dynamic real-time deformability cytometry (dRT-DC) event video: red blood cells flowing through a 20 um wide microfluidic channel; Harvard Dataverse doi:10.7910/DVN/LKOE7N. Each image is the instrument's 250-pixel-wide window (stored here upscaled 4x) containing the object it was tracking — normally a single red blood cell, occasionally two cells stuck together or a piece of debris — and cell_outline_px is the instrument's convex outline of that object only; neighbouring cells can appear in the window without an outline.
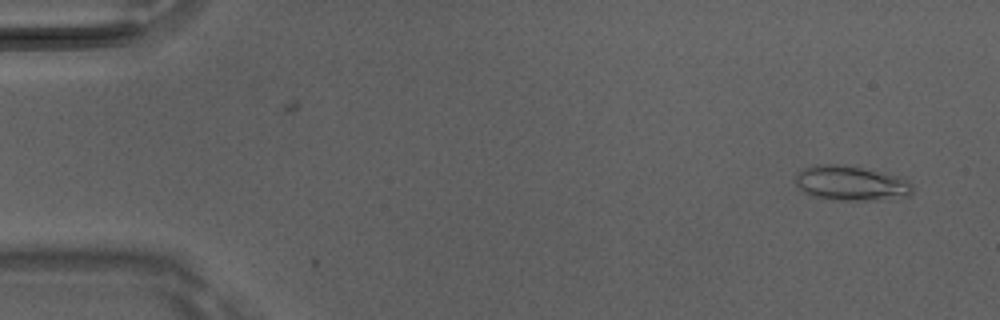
{"species": "Egyptian fruit bat (a non-hibernating species)", "species_latin": "Rousettus aegyptiacus", "temperature_condition": "room temperature", "stored_images_in_passage": 48, "camera_frame_rate_fps": 3000, "um_per_image_px": 0.085, "animal": {"sex": "male"}, "frame": {"image": 1, "passage_image": 1, "time_ms": 0.0, "image_size_px": [1000, 320], "cell_outline_px": [[912, 192], [908, 196], [876, 200], [832, 200], [812, 196], [804, 192], [796, 184], [796, 176], [804, 168], [816, 164], [840, 164], [900, 176], [908, 180], [912, 184]], "centroid_in_image_um": [72.34, 15.58], "position_along_channel_um": 12.7, "area_um2": 23.64}}
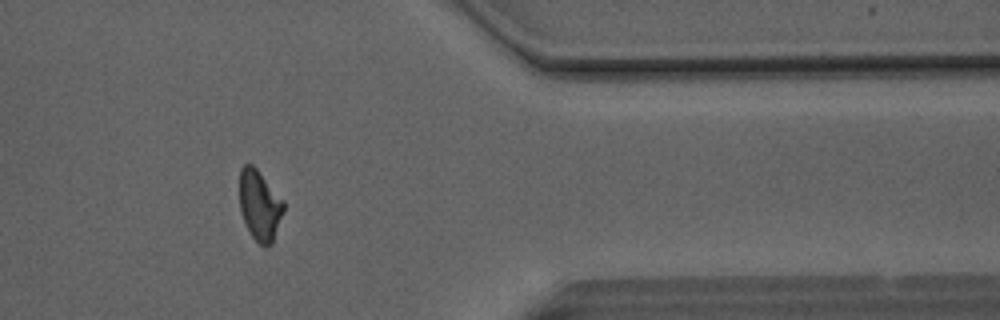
{"frame": {"image": 2, "passage_image": 39, "time_ms": 12.667, "image_size_px": [1000, 320], "cell_outline_px": [[284, 208], [272, 244], [264, 248], [252, 236], [240, 212], [240, 168], [244, 164], [252, 164], [256, 168], [284, 200]], "centroid_in_image_um": [22.07, 17.44], "position_along_channel_um": 389.3, "area_um2": 17.92}}
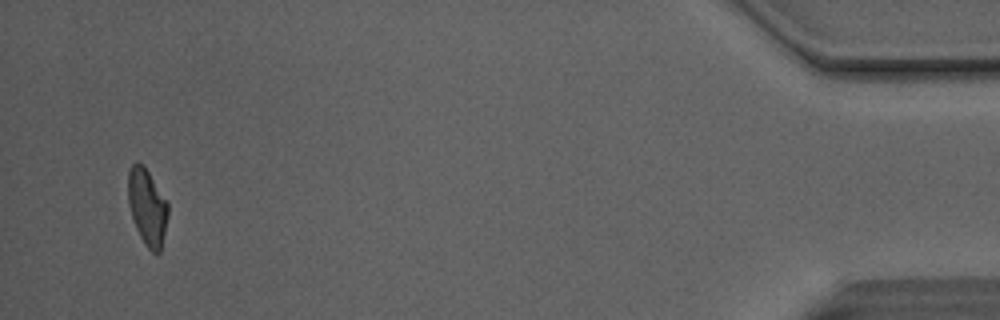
{"frame": {"image": 3, "passage_image": 46, "time_ms": 15.0, "image_size_px": [1000, 320], "cell_outline_px": [[168, 216], [160, 252], [152, 252], [144, 244], [136, 228], [128, 204], [128, 172], [132, 164], [144, 164], [168, 204]], "centroid_in_image_um": [12.51, 17.6], "position_along_channel_um": 422.7, "area_um2": 17.57}, "authors_computed_cell_mechanics": {"area_um2": 18.8717, "velocity_mm_per_s": 4.1254, "shape_relaxation_time_tau1_ms": 4.7046, "shape_relaxation_time_tau2_ms": 2.1808, "deformation_change_tau1": 0.1721, "deformation_change_tau2": 0.1014}}